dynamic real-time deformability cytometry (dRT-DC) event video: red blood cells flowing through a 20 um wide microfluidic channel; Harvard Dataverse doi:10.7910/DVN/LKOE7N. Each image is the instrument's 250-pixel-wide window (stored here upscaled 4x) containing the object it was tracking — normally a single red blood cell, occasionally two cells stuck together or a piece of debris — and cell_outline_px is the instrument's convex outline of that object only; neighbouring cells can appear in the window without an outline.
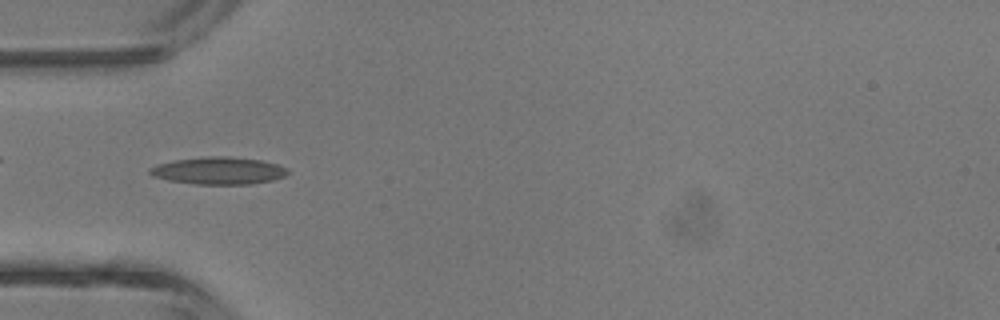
{"species": "common noctule bat (a hibernating species)", "species_latin": "Nyctalus noctula", "temperature_condition": "room temperature", "stored_images_in_passage": 40, "camera_frame_rate_fps": 3000, "um_per_image_px": 0.085, "animal": {"sex": "male", "body_mass_g": 13.3}, "frame": {"image": 1, "passage_image": 11, "time_ms": 3.333, "image_size_px": [1000, 320], "cell_outline_px": [[288, 172], [284, 176], [272, 180], [252, 184], [196, 184], [168, 180], [152, 176], [148, 172], [148, 168], [156, 164], [172, 160], [208, 156], [228, 156], [260, 160], [276, 164], [288, 168]], "centroid_in_image_um": [18.53, 14.5], "position_along_channel_um": 66.5, "area_um2": 22.02}}
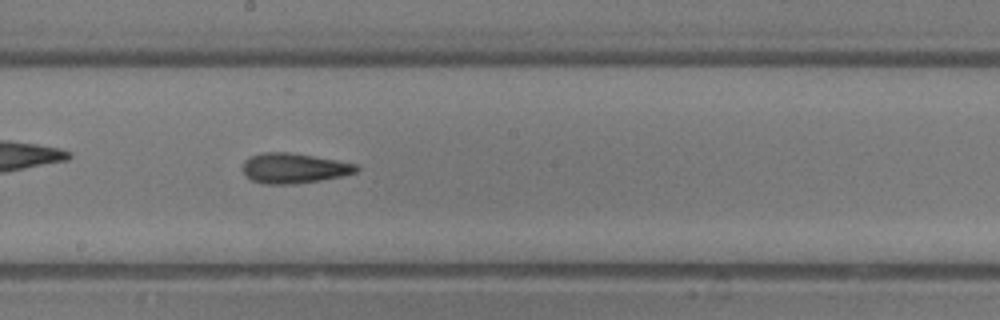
{"frame": {"image": 2, "passage_image": 21, "time_ms": 6.667, "image_size_px": [1000, 320], "cell_outline_px": [[360, 168], [356, 172], [340, 176], [320, 180], [292, 184], [264, 184], [252, 180], [244, 172], [244, 160], [248, 156], [264, 152], [288, 152], [336, 160], [356, 164]], "centroid_in_image_um": [24.97, 14.29], "position_along_channel_um": 223.2, "area_um2": 19.71}}
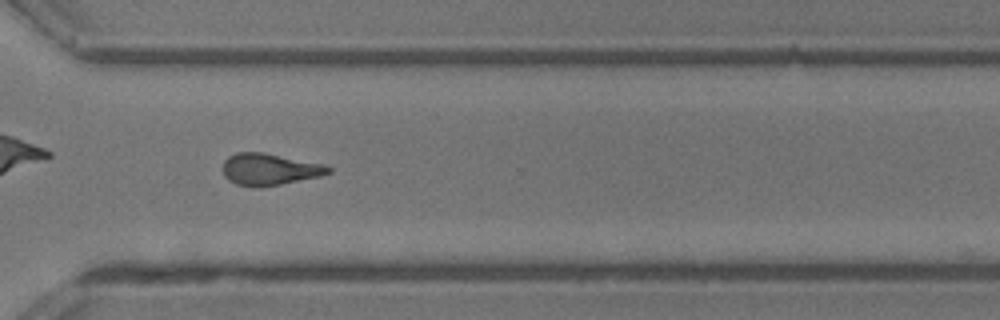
{"frame": {"image": 3, "passage_image": 29, "time_ms": 9.333, "image_size_px": [1000, 320], "cell_outline_px": [[332, 172], [320, 176], [260, 188], [236, 184], [228, 180], [224, 176], [224, 160], [228, 156], [236, 152], [264, 152], [324, 164], [332, 168]], "centroid_in_image_um": [22.91, 14.39], "position_along_channel_um": 347.7, "area_um2": 19.59}, "authors_computed_cell_mechanics": {"area_um2": 19.363, "velocity_mm_per_s": 4.689, "shape_relaxation_time_tau1_ms": null, "shape_relaxation_time_tau2_ms": 3.3754, "deformation_change_tau1": null, "deformation_change_tau2": 0.1539}}